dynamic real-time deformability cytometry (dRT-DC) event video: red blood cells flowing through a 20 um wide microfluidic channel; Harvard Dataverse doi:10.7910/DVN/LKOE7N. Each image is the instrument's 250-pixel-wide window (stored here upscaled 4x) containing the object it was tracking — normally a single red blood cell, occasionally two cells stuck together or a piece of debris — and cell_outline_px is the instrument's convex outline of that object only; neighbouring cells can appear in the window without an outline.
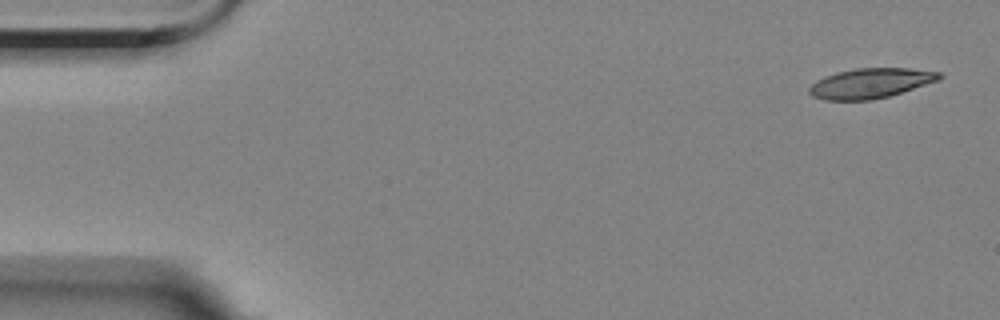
{"species": "Egyptian fruit bat (a non-hibernating species)", "species_latin": "Rousettus aegyptiacus", "temperature_condition": "room temperature", "stored_images_in_passage": 5, "camera_frame_rate_fps": 3000, "um_per_image_px": 0.085, "animal": {"sex": "female"}, "frame": {"image": 1, "passage_image": 1, "time_ms": 0.0, "image_size_px": [1000, 320], "cell_outline_px": [[944, 76], [940, 80], [888, 96], [872, 100], [824, 100], [812, 96], [808, 92], [808, 88], [816, 80], [824, 76], [836, 72], [856, 68], [908, 68], [944, 72]], "centroid_in_image_um": [74.01, 7.06], "position_along_channel_um": 11.0, "area_um2": 22.89}}
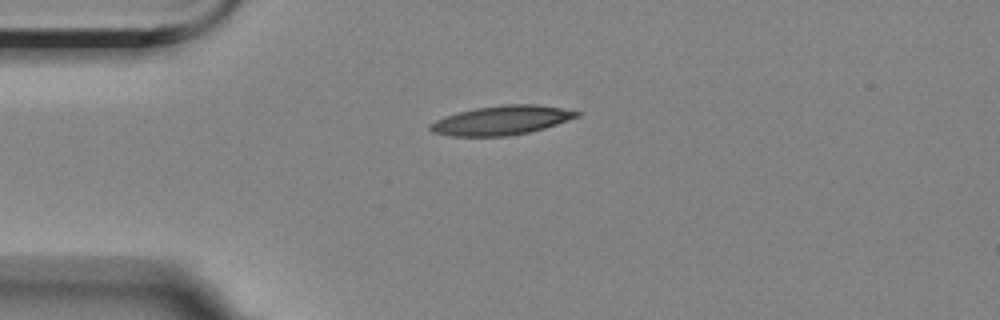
{"frame": {"image": 2, "passage_image": 4, "time_ms": 3.667, "image_size_px": [1000, 320], "cell_outline_px": [[580, 116], [544, 128], [528, 132], [508, 136], [452, 136], [432, 132], [428, 128], [428, 124], [444, 116], [456, 112], [476, 108], [504, 104], [536, 104], [560, 108], [580, 112]], "centroid_in_image_um": [42.58, 10.22], "position_along_channel_um": 42.4, "area_um2": 24.85}}